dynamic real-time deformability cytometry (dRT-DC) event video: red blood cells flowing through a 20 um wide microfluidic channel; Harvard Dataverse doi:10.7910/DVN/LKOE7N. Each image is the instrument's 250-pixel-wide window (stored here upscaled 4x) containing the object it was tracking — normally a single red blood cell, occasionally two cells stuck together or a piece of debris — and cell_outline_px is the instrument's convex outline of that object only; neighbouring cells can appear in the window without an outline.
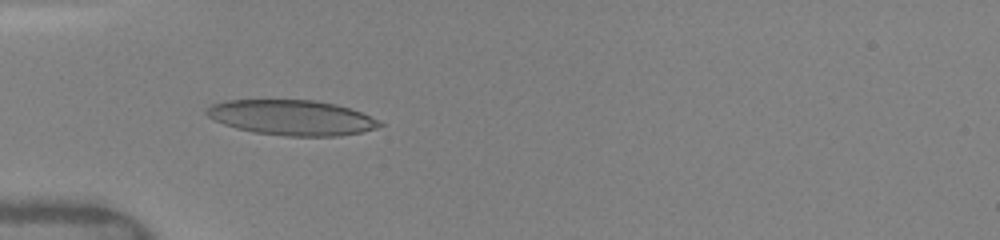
{"species": "human", "species_latin": "Homo sapiens", "temperature_condition": "warm", "stored_images_in_passage": 32, "camera_frame_rate_fps": 3000, "um_per_image_px": 0.085, "donor": {"sex": "female"}, "frame": {"image": 1, "passage_image": 3, "time_ms": 0.667, "image_size_px": [1000, 240], "cell_outline_px": [[384, 124], [376, 128], [360, 132], [336, 136], [288, 136], [252, 132], [236, 128], [224, 124], [208, 116], [204, 112], [212, 104], [228, 100], [312, 100], [336, 104], [360, 112]], "centroid_in_image_um": [24.76, 9.99], "position_along_channel_um": 60.2, "area_um2": 35.08}}
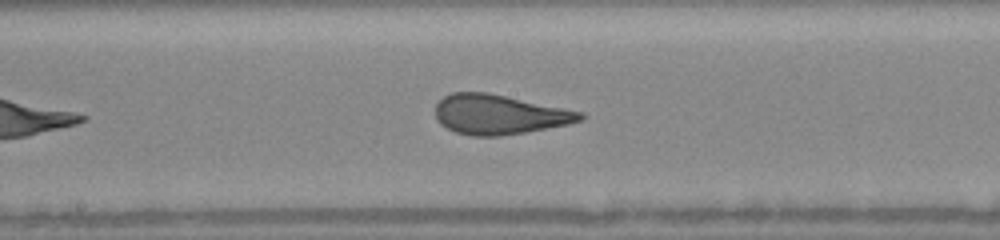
{"frame": {"image": 2, "passage_image": 13, "time_ms": 4.333, "image_size_px": [1000, 240], "cell_outline_px": [[584, 120], [568, 124], [524, 132], [496, 136], [472, 136], [456, 132], [440, 124], [436, 120], [436, 104], [444, 96], [452, 92], [488, 92], [584, 112]], "centroid_in_image_um": [42.43, 9.72], "position_along_channel_um": 205.8, "area_um2": 33.41}}
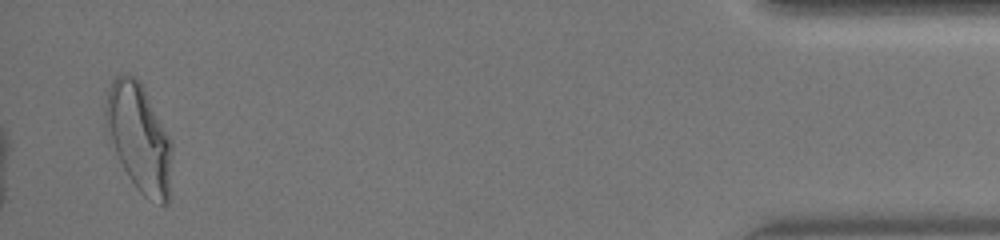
{"frame": {"image": 3, "passage_image": 32, "time_ms": 11.333, "image_size_px": [1000, 240], "cell_outline_px": [[172, 148], [168, 204], [160, 204], [144, 196], [136, 188], [128, 176], [108, 136], [104, 120], [104, 112], [108, 88], [112, 80], [116, 76], [124, 72], [136, 76], [140, 80], [172, 140]], "centroid_in_image_um": [11.82, 11.65], "position_along_channel_um": 423.4, "area_um2": 41.91}, "authors_computed_cell_mechanics": {"area_um2": 33.6685, "velocity_mm_per_s": 4.1112, "shape_relaxation_time_tau1_ms": 4.0108, "shape_relaxation_time_tau2_ms": 0.6378, "deformation_change_tau1": 0.1959, "deformation_change_tau2": 0.0953}}